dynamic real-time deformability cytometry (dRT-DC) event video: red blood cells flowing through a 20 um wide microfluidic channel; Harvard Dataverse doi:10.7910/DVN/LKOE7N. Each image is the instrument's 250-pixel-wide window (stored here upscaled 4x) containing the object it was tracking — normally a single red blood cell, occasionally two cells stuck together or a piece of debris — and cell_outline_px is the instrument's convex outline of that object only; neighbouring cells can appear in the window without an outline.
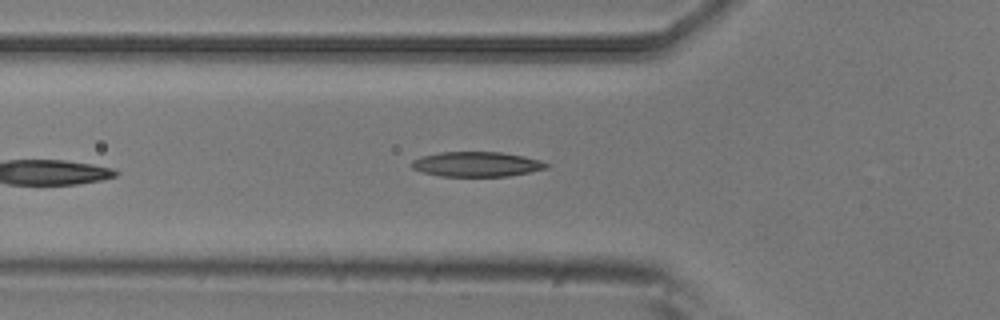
{"species": "common noctule bat (a hibernating species)", "species_latin": "Nyctalus noctula", "temperature_condition": "room temperature", "stored_images_in_passage": 5, "camera_frame_rate_fps": 3000, "um_per_image_px": 0.085, "animal": {"sex": "male", "body_mass_g": 20.5, "forearm_length_mm": 52.5}, "frame": {"image": 1, "passage_image": 5, "time_ms": 1.333, "image_size_px": [1000, 320], "cell_outline_px": [[552, 164], [548, 168], [508, 176], [440, 176], [420, 172], [412, 168], [408, 164], [412, 160], [424, 156], [440, 152], [500, 152], [524, 156], [540, 160]], "centroid_in_image_um": [40.51, 13.96], "position_along_channel_um": 85.3, "area_um2": 19.65}}